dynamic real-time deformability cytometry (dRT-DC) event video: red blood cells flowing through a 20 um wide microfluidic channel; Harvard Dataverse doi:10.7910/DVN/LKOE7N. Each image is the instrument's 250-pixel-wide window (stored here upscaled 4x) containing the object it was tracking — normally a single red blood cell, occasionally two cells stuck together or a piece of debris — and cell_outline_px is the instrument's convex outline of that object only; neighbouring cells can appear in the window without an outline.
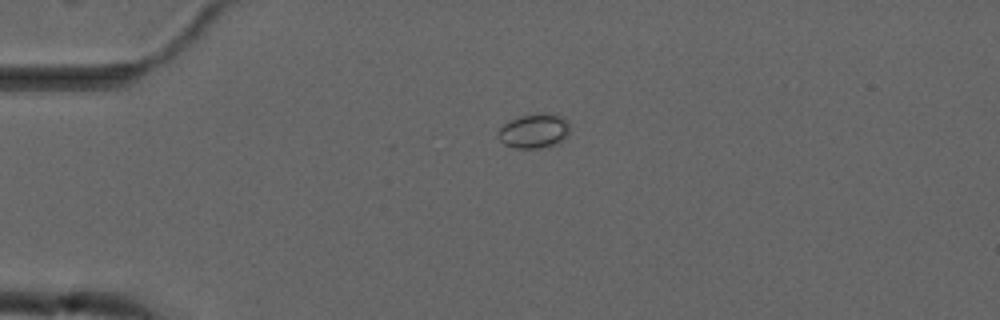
{"species": "common noctule bat (a hibernating species)", "species_latin": "Nyctalus noctula", "temperature_condition": "cold", "stored_images_in_passage": 3, "camera_frame_rate_fps": 3000, "um_per_image_px": 0.085, "animal": {"sex": "male", "forearm_length_mm": 52.5}, "frame": {"image": 1, "passage_image": 1, "time_ms": 0.0, "image_size_px": [1000, 320], "cell_outline_px": [[568, 136], [556, 144], [540, 148], [516, 148], [504, 144], [496, 136], [496, 132], [504, 124], [520, 116], [540, 112], [556, 112], [568, 120]], "centroid_in_image_um": [45.41, 11.1], "position_along_channel_um": 39.6, "area_um2": 14.68}}
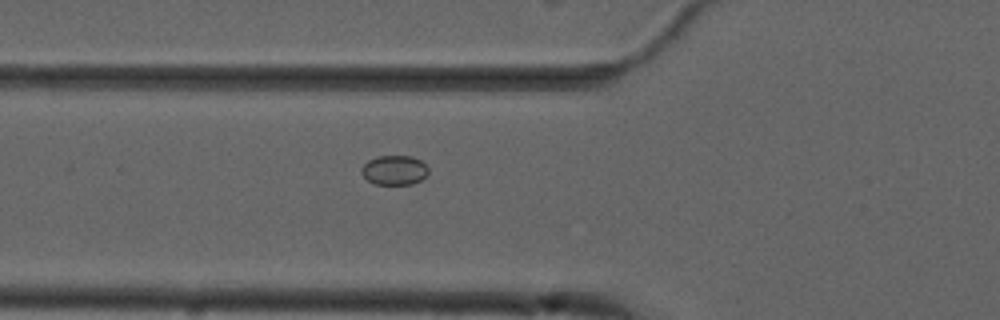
{"frame": {"image": 2, "passage_image": 3, "time_ms": 2.333, "image_size_px": [1000, 320], "cell_outline_px": [[428, 172], [420, 180], [412, 184], [376, 184], [368, 180], [360, 172], [360, 168], [368, 160], [376, 156], [412, 156], [420, 160], [428, 168]], "centroid_in_image_um": [33.49, 14.45], "position_along_channel_um": 92.3, "area_um2": 11.44}}